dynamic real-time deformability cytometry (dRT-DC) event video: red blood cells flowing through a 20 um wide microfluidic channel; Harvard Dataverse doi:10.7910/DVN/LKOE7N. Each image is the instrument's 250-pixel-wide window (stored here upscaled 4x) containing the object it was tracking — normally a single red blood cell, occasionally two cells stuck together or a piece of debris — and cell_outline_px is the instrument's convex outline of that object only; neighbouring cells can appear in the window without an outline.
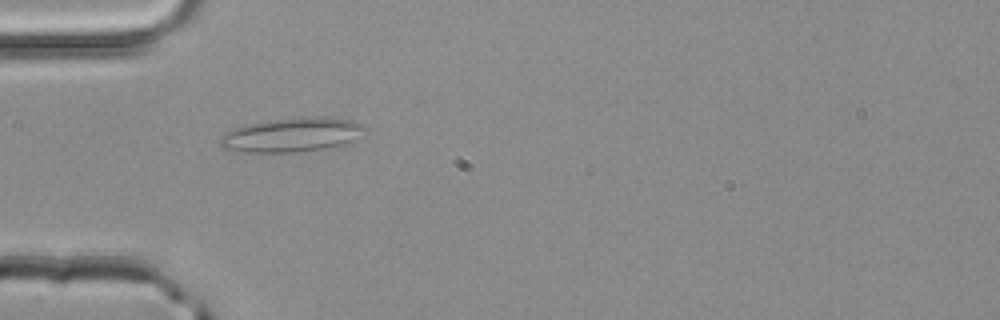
{"species": "common noctule bat (a hibernating species)", "species_latin": "Nyctalus noctula", "temperature_condition": "room temperature", "stored_images_in_passage": 41, "camera_frame_rate_fps": 3000, "um_per_image_px": 0.085, "animal": {"sex": "male", "body_mass_g": 20.4}, "frame": {"image": 1, "passage_image": 7, "time_ms": 2.0, "image_size_px": [1000, 320], "cell_outline_px": [[368, 128], [352, 140], [340, 144], [324, 148], [292, 152], [248, 152], [224, 148], [220, 144], [220, 136], [236, 128], [248, 124], [276, 120], [320, 116], [352, 120], [364, 124]], "centroid_in_image_um": [24.83, 11.46], "position_along_channel_um": 60.2, "area_um2": 28.03}}
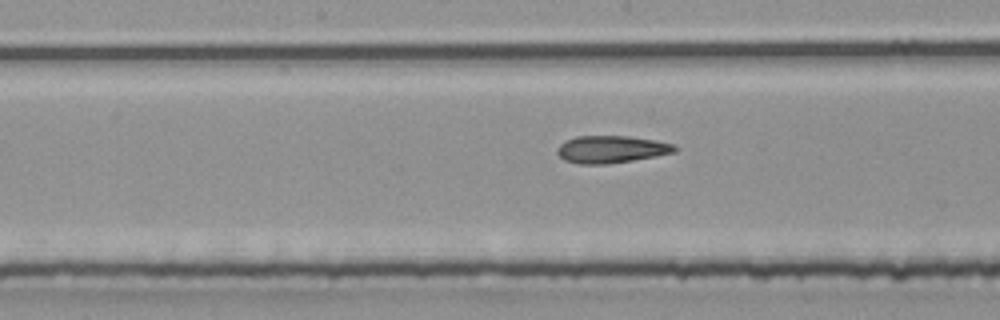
{"frame": {"image": 2, "passage_image": 17, "time_ms": 5.333, "image_size_px": [1000, 320], "cell_outline_px": [[676, 152], [656, 156], [632, 160], [604, 164], [580, 164], [564, 160], [556, 152], [556, 148], [564, 140], [576, 136], [628, 136], [652, 140], [672, 144], [676, 148]], "centroid_in_image_um": [51.89, 12.69], "position_along_channel_um": 196.3, "area_um2": 18.55}}
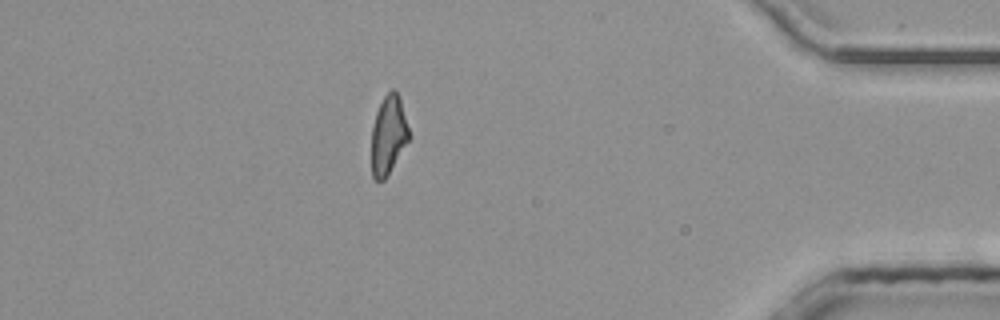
{"frame": {"image": 3, "passage_image": 35, "time_ms": 11.333, "image_size_px": [1000, 320], "cell_outline_px": [[412, 136], [384, 180], [376, 180], [372, 176], [372, 128], [376, 112], [384, 96], [392, 88], [396, 92], [400, 100]], "centroid_in_image_um": [33.03, 11.48], "position_along_channel_um": 402.2, "area_um2": 17.11}, "authors_computed_cell_mechanics": {"area_um2": 18.496, "velocity_mm_per_s": 4.172, "shape_relaxation_time_tau1_ms": null, "shape_relaxation_time_tau2_ms": 6.0588, "deformation_change_tau1": null, "deformation_change_tau2": 0.1669}}